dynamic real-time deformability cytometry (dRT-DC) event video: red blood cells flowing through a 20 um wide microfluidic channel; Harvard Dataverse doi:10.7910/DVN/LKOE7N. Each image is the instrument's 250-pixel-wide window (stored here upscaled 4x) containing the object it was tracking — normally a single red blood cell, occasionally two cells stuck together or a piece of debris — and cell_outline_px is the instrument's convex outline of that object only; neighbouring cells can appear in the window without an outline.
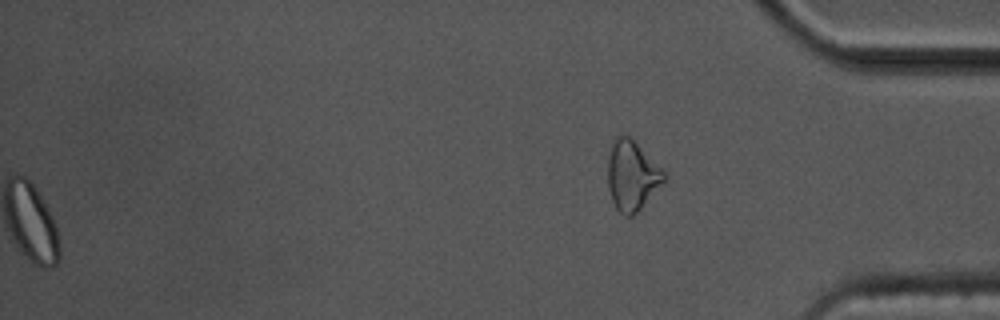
{"species": "common noctule bat (a hibernating species)", "species_latin": "Nyctalus noctula", "temperature_condition": "cold", "stored_images_in_passage": 58, "segment_of_instrument_passage": [2, 2], "camera_frame_rate_fps": 3000, "um_per_image_px": 0.085, "animal": {"sex": "male", "body_mass_g": 17.5, "forearm_length_mm": 52.3}, "frame": {"image": 1, "passage_image": 58, "time_ms": 19.0, "image_size_px": [1000, 320], "cell_outline_px": [[668, 176], [664, 184], [632, 216], [624, 216], [616, 208], [612, 200], [608, 188], [608, 156], [612, 144], [616, 136], [620, 132], [624, 132], [632, 136]], "centroid_in_image_um": [53.72, 14.87], "position_along_channel_um": 381.5, "area_um2": 23.29}}